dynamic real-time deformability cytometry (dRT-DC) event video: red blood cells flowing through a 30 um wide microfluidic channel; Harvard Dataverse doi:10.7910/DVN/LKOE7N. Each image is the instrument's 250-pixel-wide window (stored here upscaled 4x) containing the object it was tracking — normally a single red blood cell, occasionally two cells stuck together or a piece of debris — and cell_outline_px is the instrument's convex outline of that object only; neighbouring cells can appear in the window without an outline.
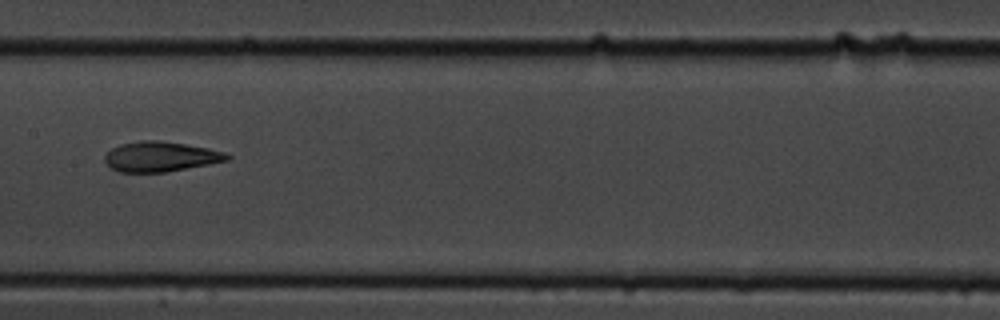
{"species": "common noctule bat (a hibernating species)", "species_latin": "Nyctalus noctula", "temperature_condition": "cold", "stored_images_in_passage": 9, "camera_frame_rate_fps": 3000, "um_per_image_px": 0.085, "animal": {"sex": "male", "body_mass_g": 19.5, "forearm_length_mm": 54.6}, "frame": {"image": 1, "passage_image": 6, "time_ms": 5.667, "image_size_px": [1000, 320], "cell_outline_px": [[232, 156], [228, 160], [208, 164], [164, 172], [120, 172], [112, 168], [104, 160], [104, 156], [112, 148], [120, 144], [140, 140], [160, 140], [208, 148], [224, 152]], "centroid_in_image_um": [13.63, 13.3], "position_along_channel_um": 193.8, "area_um2": 21.21}}
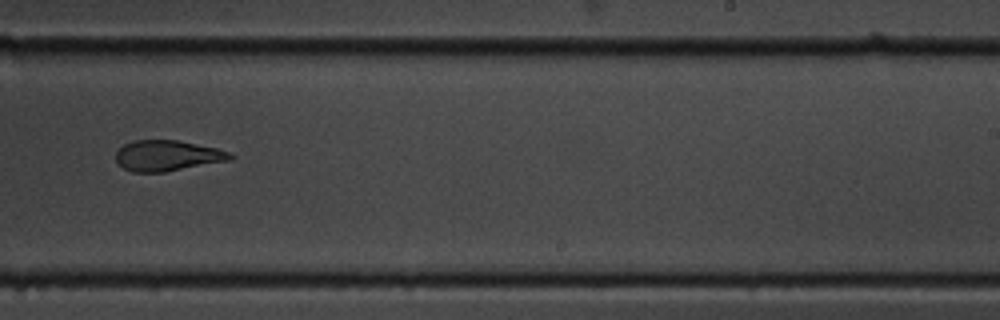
{"frame": {"image": 2, "passage_image": 8, "time_ms": 8.0, "image_size_px": [1000, 320], "cell_outline_px": [[236, 156], [232, 160], [164, 172], [132, 172], [116, 164], [116, 152], [124, 144], [132, 140], [176, 140], [216, 148], [228, 152]], "centroid_in_image_um": [14.21, 13.24], "position_along_channel_um": 274.8, "area_um2": 20.52}}
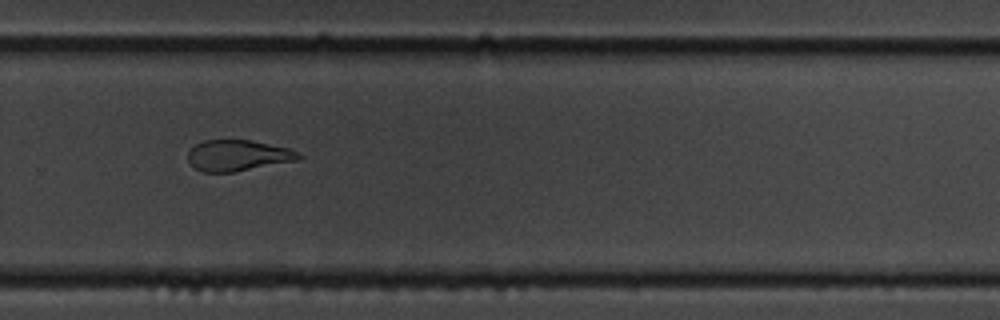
{"frame": {"image": 3, "passage_image": 9, "time_ms": 9.0, "image_size_px": [1000, 320], "cell_outline_px": [[304, 156], [300, 160], [236, 172], [200, 172], [188, 160], [188, 152], [196, 144], [204, 140], [252, 140], [288, 148]], "centroid_in_image_um": [20.25, 13.22], "position_along_channel_um": 309.6, "area_um2": 20.11}}